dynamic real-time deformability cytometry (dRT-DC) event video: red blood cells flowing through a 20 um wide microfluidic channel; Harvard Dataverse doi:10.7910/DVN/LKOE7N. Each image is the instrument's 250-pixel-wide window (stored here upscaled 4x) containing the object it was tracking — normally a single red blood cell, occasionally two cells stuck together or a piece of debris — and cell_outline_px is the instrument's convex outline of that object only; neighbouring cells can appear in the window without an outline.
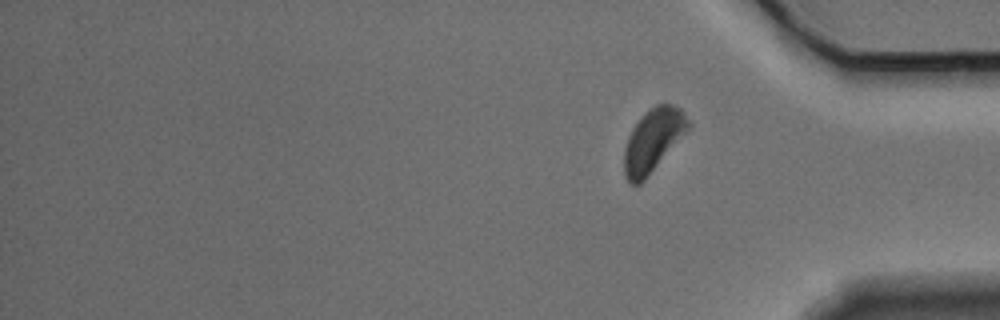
{"species": "Egyptian fruit bat (a non-hibernating species)", "species_latin": "Rousettus aegyptiacus", "temperature_condition": "warm", "stored_images_in_passage": 14, "segment_of_instrument_passage": [2, 2], "camera_frame_rate_fps": 3000, "um_per_image_px": 0.085, "animal": {"sex": "male"}, "frame": {"image": 1, "passage_image": 14, "time_ms": 4.333, "image_size_px": [1000, 320], "cell_outline_px": [[688, 128], [644, 180], [640, 184], [632, 184], [624, 176], [624, 148], [628, 136], [632, 128], [640, 116], [656, 104], [672, 104], [680, 108], [688, 120]], "centroid_in_image_um": [55.44, 11.91], "position_along_channel_um": 379.8, "area_um2": 22.83}}